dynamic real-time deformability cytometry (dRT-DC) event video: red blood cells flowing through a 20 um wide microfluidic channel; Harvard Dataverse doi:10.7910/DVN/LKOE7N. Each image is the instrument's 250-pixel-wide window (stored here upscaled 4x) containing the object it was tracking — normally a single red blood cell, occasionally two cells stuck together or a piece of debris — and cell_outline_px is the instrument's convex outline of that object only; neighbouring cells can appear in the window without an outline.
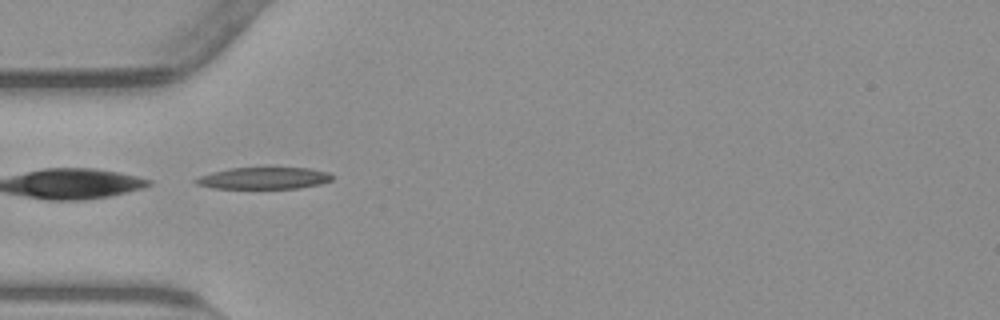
{"species": "common noctule bat (a hibernating species)", "species_latin": "Nyctalus noctula", "temperature_condition": "warm", "stored_images_in_passage": 4, "camera_frame_rate_fps": 3000, "um_per_image_px": 0.085, "animal": {"sex": "male", "body_mass_g": 23.1, "forearm_length_mm": 52.7}, "frame": {"image": 1, "passage_image": 1, "time_ms": 0.0, "image_size_px": [1000, 320], "cell_outline_px": [[336, 176], [332, 180], [320, 184], [300, 188], [212, 188], [196, 184], [192, 180], [200, 176], [212, 172], [228, 168], [308, 168], [328, 172]], "centroid_in_image_um": [22.44, 15.14], "position_along_channel_um": 62.6, "area_um2": 17.34}}